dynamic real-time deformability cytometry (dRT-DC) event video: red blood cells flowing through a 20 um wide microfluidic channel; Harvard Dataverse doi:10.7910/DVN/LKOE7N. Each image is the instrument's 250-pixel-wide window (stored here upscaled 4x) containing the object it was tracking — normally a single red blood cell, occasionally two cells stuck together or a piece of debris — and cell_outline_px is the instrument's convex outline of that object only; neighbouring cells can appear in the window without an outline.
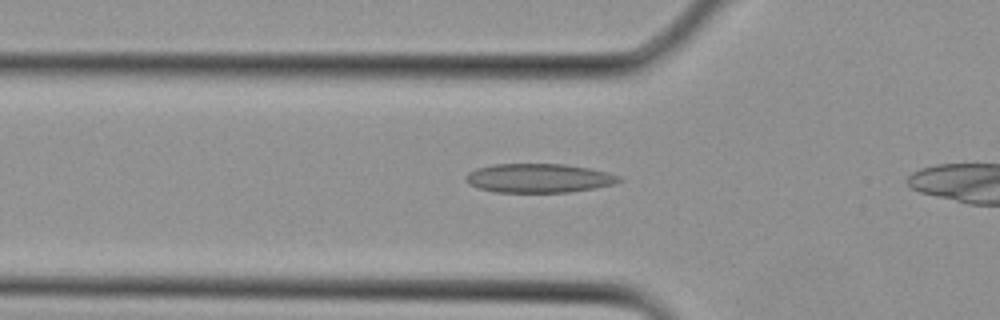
{"species": "Egyptian fruit bat (a non-hibernating species)", "species_latin": "Rousettus aegyptiacus", "temperature_condition": "cold", "stored_images_in_passage": 20, "camera_frame_rate_fps": 3000, "um_per_image_px": 0.085, "animal": {"sex": "female"}, "frame": {"image": 1, "passage_image": 5, "time_ms": 1.333, "image_size_px": [1000, 320], "cell_outline_px": [[624, 180], [616, 184], [568, 192], [496, 192], [480, 188], [468, 184], [464, 180], [464, 176], [468, 172], [476, 168], [492, 164], [564, 164], [588, 168], [608, 172], [620, 176]], "centroid_in_image_um": [45.78, 15.14], "position_along_channel_um": 80.0, "area_um2": 26.01}}
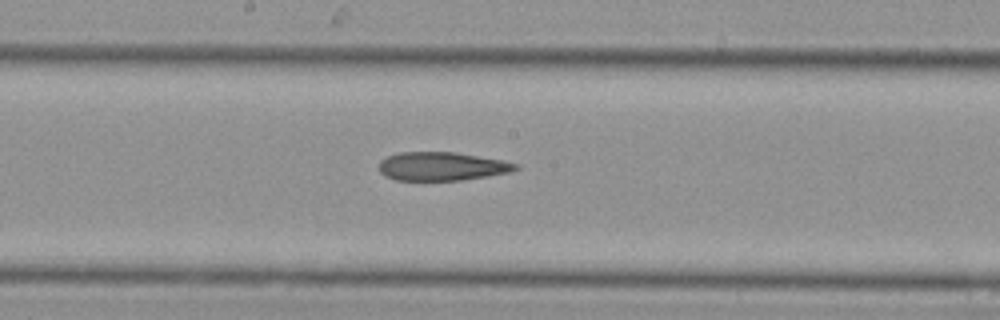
{"frame": {"image": 2, "passage_image": 11, "time_ms": 3.333, "image_size_px": [1000, 320], "cell_outline_px": [[520, 168], [512, 172], [460, 180], [396, 180], [384, 176], [380, 172], [380, 160], [388, 156], [400, 152], [452, 152], [504, 160], [520, 164]], "centroid_in_image_um": [37.59, 14.14], "position_along_channel_um": 210.6, "area_um2": 22.72}}
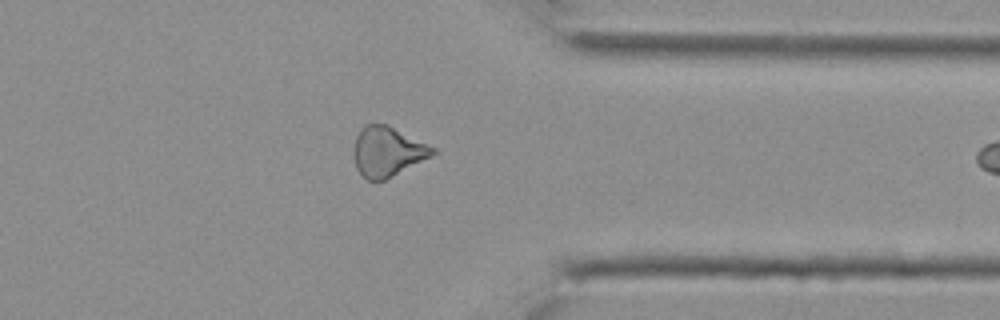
{"frame": {"image": 3, "passage_image": 19, "time_ms": 6.0, "image_size_px": [1000, 320], "cell_outline_px": [[440, 152], [384, 180], [368, 180], [356, 168], [352, 152], [352, 148], [356, 136], [364, 124], [388, 124], [436, 148]], "centroid_in_image_um": [32.93, 12.86], "position_along_channel_um": 378.5, "area_um2": 23.06}}